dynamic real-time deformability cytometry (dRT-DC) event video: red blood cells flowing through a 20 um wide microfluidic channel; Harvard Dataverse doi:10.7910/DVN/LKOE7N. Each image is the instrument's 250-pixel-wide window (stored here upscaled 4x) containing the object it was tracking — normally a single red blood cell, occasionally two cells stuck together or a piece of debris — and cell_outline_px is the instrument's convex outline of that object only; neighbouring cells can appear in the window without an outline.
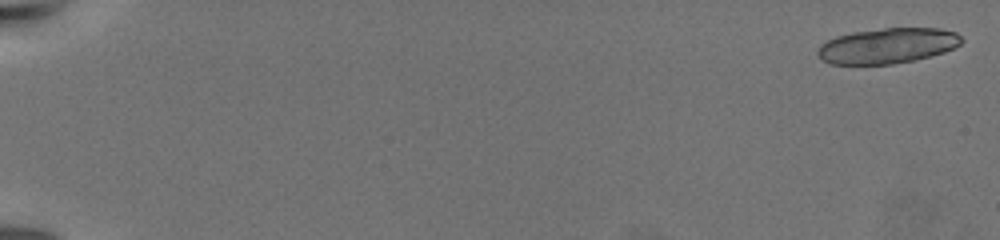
{"species": "common noctule bat (a hibernating species)", "species_latin": "Nyctalus noctula", "temperature_condition": "warm", "stored_images_in_passage": 12, "segment_of_instrument_passage": [1, 2], "camera_frame_rate_fps": 3000, "um_per_image_px": 0.085, "animal": {"sex": "female", "body_mass_g": 19.5, "forearm_length_mm": 54.1}, "frame": {"image": 1, "passage_image": 1, "time_ms": 0.0, "image_size_px": [1000, 240], "cell_outline_px": [[964, 40], [960, 44], [944, 52], [916, 60], [892, 64], [832, 64], [820, 60], [816, 52], [816, 48], [820, 44], [836, 36], [852, 32], [884, 28], [940, 28], [956, 32]], "centroid_in_image_um": [75.41, 3.89], "position_along_channel_um": 9.6, "area_um2": 29.88}}
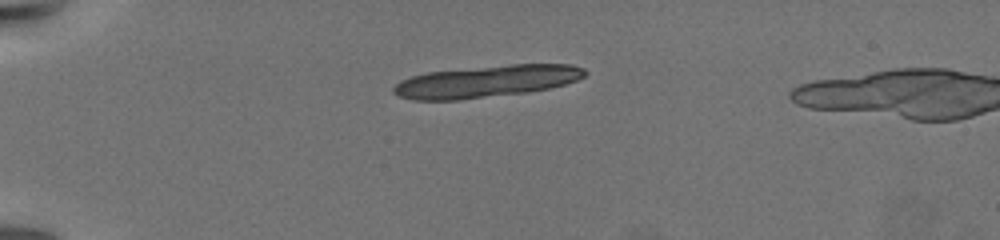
{"frame": {"image": 2, "passage_image": 7, "time_ms": 6.0, "image_size_px": [1000, 240], "cell_outline_px": [[588, 72], [584, 76], [576, 80], [564, 84], [548, 88], [528, 92], [460, 100], [412, 100], [396, 96], [392, 92], [392, 88], [400, 80], [412, 76], [428, 72], [512, 64], [572, 64], [584, 68]], "centroid_in_image_um": [41.32, 6.92], "position_along_channel_um": 43.7, "area_um2": 35.66}}